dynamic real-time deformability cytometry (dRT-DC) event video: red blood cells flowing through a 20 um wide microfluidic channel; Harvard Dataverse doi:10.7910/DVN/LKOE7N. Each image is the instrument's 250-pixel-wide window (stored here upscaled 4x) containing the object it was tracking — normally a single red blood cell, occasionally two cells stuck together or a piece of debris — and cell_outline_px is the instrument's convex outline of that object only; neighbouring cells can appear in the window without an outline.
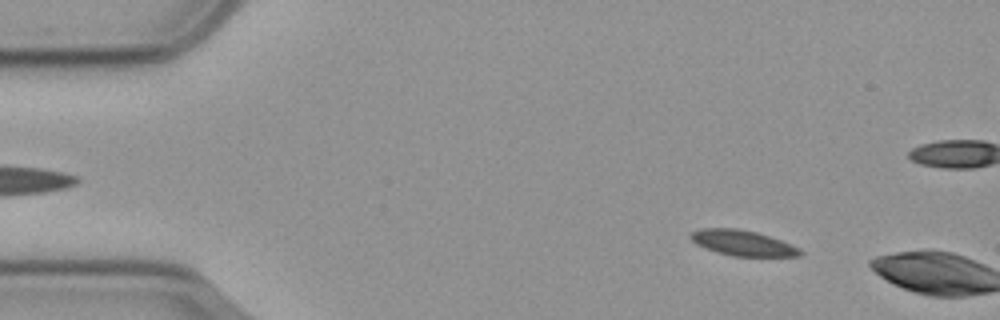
{"species": "common noctule bat (a hibernating species)", "species_latin": "Nyctalus noctula", "temperature_condition": "cold", "stored_images_in_passage": 14, "camera_frame_rate_fps": 3000, "um_per_image_px": 0.085, "animal": {"sex": "male", "body_mass_g": 23.1, "forearm_length_mm": 52.7}, "frame": {"image": 1, "passage_image": 7, "time_ms": 2.0, "image_size_px": [1000, 320], "cell_outline_px": [[804, 252], [800, 256], [732, 256], [716, 252], [704, 248], [696, 244], [688, 236], [688, 232], [700, 228], [736, 228], [756, 232], [780, 240], [800, 248]], "centroid_in_image_um": [63.07, 20.65], "position_along_channel_um": 21.9, "area_um2": 16.36}}